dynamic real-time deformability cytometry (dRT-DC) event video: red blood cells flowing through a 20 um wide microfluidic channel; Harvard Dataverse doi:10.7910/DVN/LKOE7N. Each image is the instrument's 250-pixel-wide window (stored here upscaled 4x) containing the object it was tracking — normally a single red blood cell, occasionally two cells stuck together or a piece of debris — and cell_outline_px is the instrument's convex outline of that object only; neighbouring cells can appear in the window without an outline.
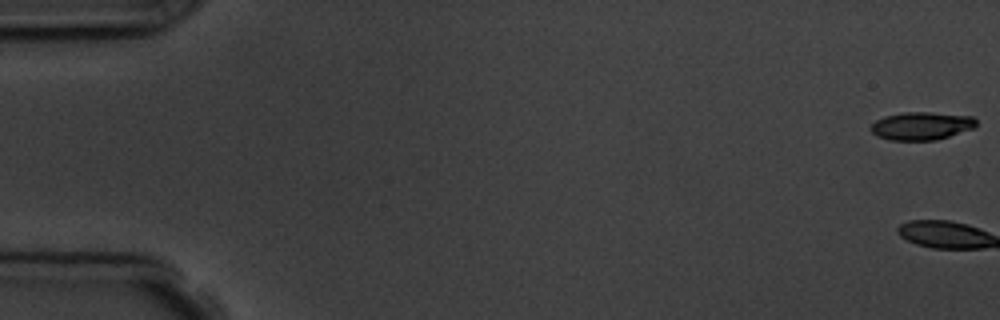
{"species": "common noctule bat (a hibernating species)", "species_latin": "Nyctalus noctula", "temperature_condition": "room temperature", "stored_images_in_passage": 6, "camera_frame_rate_fps": 3000, "um_per_image_px": 0.085, "animal": {"sex": "male", "body_mass_g": 19.5, "forearm_length_mm": 54.6}, "frame": {"image": 1, "passage_image": 1, "time_ms": 0.0, "image_size_px": [1000, 320], "cell_outline_px": [[976, 128], [936, 140], [888, 140], [876, 136], [868, 128], [876, 120], [884, 116], [904, 112], [932, 112], [972, 116], [976, 120]], "centroid_in_image_um": [78.31, 10.7], "position_along_channel_um": 6.7, "area_um2": 17.4}}